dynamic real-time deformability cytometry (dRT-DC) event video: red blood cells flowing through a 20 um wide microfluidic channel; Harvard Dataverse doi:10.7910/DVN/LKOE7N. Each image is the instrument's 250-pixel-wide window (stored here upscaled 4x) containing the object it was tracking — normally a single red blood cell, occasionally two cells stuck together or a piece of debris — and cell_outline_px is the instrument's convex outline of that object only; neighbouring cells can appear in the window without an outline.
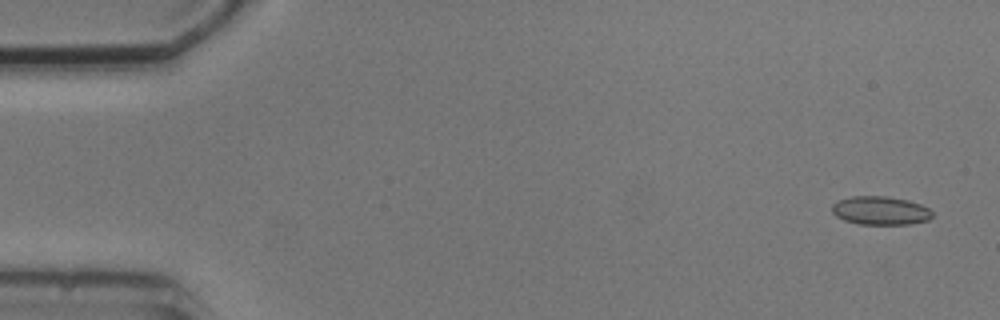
{"species": "common noctule bat (a hibernating species)", "species_latin": "Nyctalus noctula", "temperature_condition": "cold", "stored_images_in_passage": 5, "camera_frame_rate_fps": 3000, "um_per_image_px": 0.085, "animal": {"sex": "male", "body_mass_g": 20.5, "forearm_length_mm": 52.5}, "frame": {"image": 1, "passage_image": 1, "time_ms": 0.0, "image_size_px": [1000, 320], "cell_outline_px": [[932, 216], [928, 220], [908, 224], [860, 224], [844, 220], [836, 216], [832, 212], [832, 204], [836, 200], [852, 196], [888, 196], [908, 200], [920, 204], [928, 208], [932, 212]], "centroid_in_image_um": [74.81, 17.89], "position_along_channel_um": 10.2, "area_um2": 16.7}}
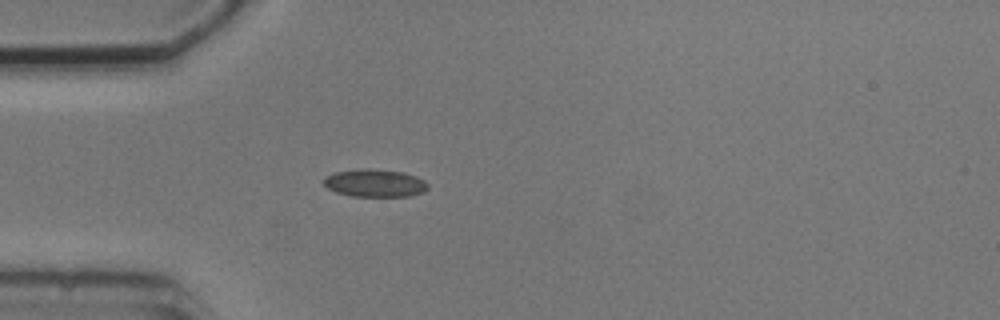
{"frame": {"image": 2, "passage_image": 5, "time_ms": 4.333, "image_size_px": [1000, 320], "cell_outline_px": [[428, 188], [424, 192], [408, 196], [352, 196], [336, 192], [328, 188], [324, 184], [324, 176], [332, 172], [360, 168], [368, 168], [400, 172], [416, 176], [424, 180], [428, 184]], "centroid_in_image_um": [31.84, 15.55], "position_along_channel_um": 53.2, "area_um2": 16.88}}